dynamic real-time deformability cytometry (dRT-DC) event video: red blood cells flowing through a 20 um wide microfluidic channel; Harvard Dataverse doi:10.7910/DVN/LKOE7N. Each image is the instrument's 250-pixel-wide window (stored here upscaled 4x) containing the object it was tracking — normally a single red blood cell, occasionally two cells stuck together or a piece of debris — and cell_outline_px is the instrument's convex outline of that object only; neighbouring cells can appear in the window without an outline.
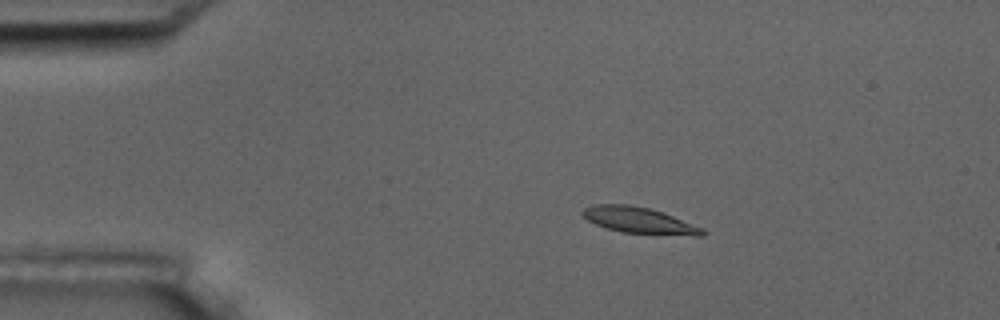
{"species": "common noctule bat (a hibernating species)", "species_latin": "Nyctalus noctula", "temperature_condition": "room temperature", "stored_images_in_passage": 5, "camera_frame_rate_fps": 3000, "um_per_image_px": 0.085, "animal": {"sex": "male", "body_mass_g": 17.5, "forearm_length_mm": 52.3}, "frame": {"image": 1, "passage_image": 2, "time_ms": 1.333, "image_size_px": [1000, 320], "cell_outline_px": [[708, 232], [704, 236], [696, 236], [620, 232], [596, 224], [588, 220], [580, 212], [584, 208], [592, 204], [628, 204], [648, 208], [672, 216], [704, 228]], "centroid_in_image_um": [54.35, 18.73], "position_along_channel_um": 30.7, "area_um2": 18.21}}
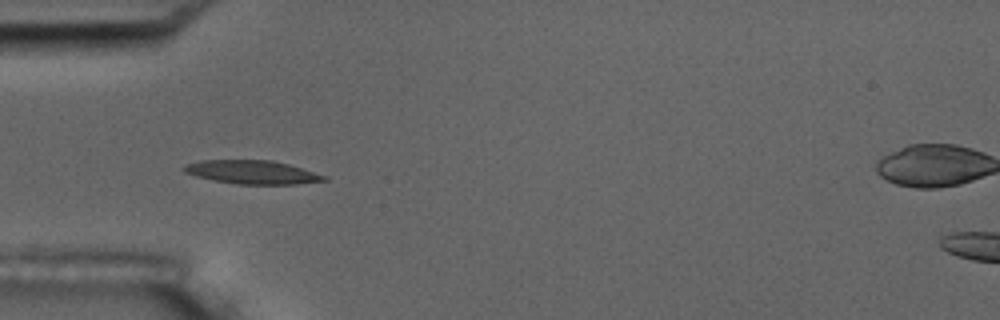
{"frame": {"image": 2, "passage_image": 4, "time_ms": 3.667, "image_size_px": [1000, 320], "cell_outline_px": [[328, 180], [296, 184], [236, 184], [196, 176], [184, 172], [180, 168], [184, 164], [200, 160], [272, 160], [288, 164], [328, 176]], "centroid_in_image_um": [21.42, 14.63], "position_along_channel_um": 63.6, "area_um2": 19.25}}